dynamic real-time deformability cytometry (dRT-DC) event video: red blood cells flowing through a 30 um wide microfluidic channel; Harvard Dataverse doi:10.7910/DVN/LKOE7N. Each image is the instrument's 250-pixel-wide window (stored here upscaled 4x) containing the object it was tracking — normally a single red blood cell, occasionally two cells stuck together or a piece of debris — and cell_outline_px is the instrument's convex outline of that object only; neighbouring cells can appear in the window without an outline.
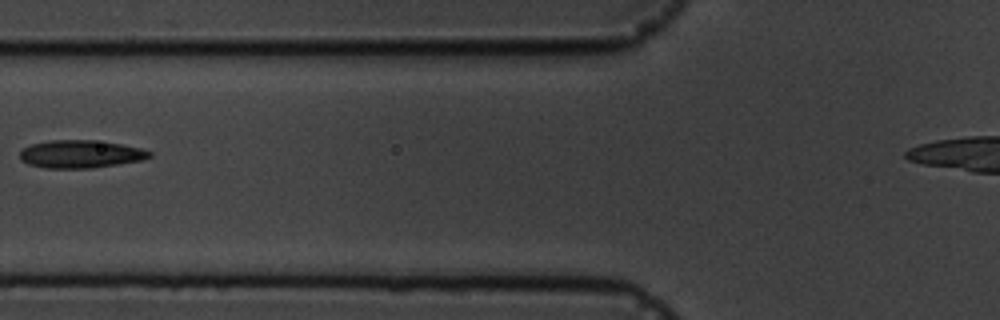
{"species": "common noctule bat (a hibernating species)", "species_latin": "Nyctalus noctula", "temperature_condition": "cold", "stored_images_in_passage": 7, "camera_frame_rate_fps": 3000, "um_per_image_px": 0.085, "animal": {"sex": "male", "body_mass_g": 19.5, "forearm_length_mm": 54.6}, "frame": {"image": 1, "passage_image": 3, "time_ms": 2.333, "image_size_px": [1000, 320], "cell_outline_px": [[152, 156], [140, 160], [92, 168], [44, 168], [28, 164], [20, 160], [20, 152], [24, 148], [32, 144], [48, 140], [92, 140], [120, 144], [140, 148], [152, 152]], "centroid_in_image_um": [6.81, 13.1], "position_along_channel_um": 119.0, "area_um2": 20.87}}
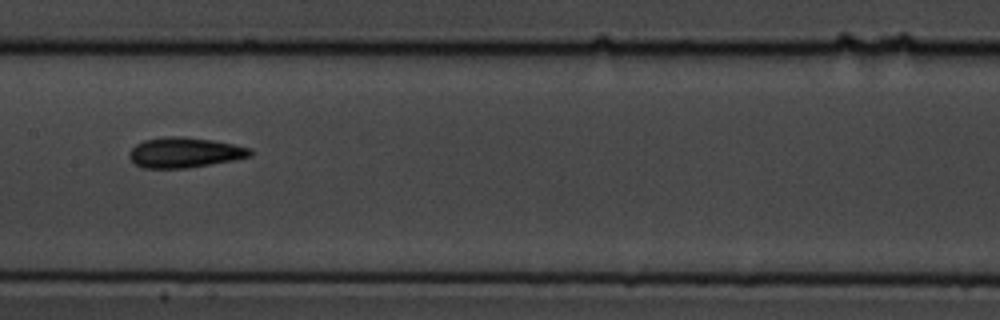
{"frame": {"image": 2, "passage_image": 5, "time_ms": 4.333, "image_size_px": [1000, 320], "cell_outline_px": [[252, 156], [232, 160], [184, 168], [144, 168], [136, 164], [128, 156], [128, 152], [136, 144], [144, 140], [164, 136], [184, 136], [212, 140], [252, 148]], "centroid_in_image_um": [15.67, 12.95], "position_along_channel_um": 191.7, "area_um2": 21.21}}
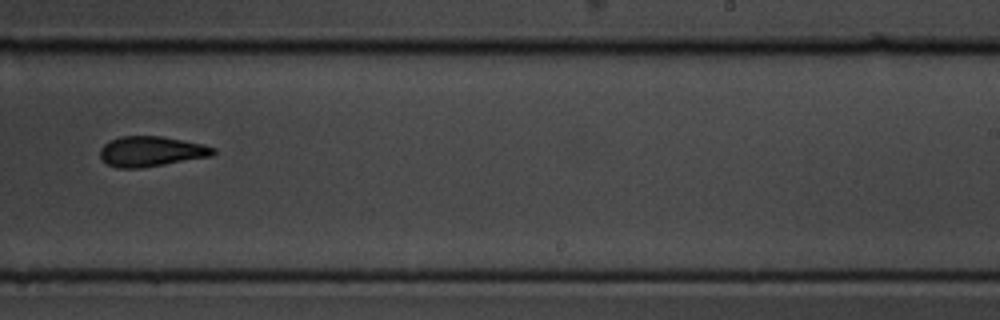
{"frame": {"image": 3, "passage_image": 7, "time_ms": 6.667, "image_size_px": [1000, 320], "cell_outline_px": [[216, 152], [212, 156], [140, 168], [116, 168], [108, 164], [100, 156], [100, 148], [108, 140], [120, 136], [164, 136], [204, 144], [216, 148]], "centroid_in_image_um": [12.86, 12.86], "position_along_channel_um": 276.1, "area_um2": 20.06}}